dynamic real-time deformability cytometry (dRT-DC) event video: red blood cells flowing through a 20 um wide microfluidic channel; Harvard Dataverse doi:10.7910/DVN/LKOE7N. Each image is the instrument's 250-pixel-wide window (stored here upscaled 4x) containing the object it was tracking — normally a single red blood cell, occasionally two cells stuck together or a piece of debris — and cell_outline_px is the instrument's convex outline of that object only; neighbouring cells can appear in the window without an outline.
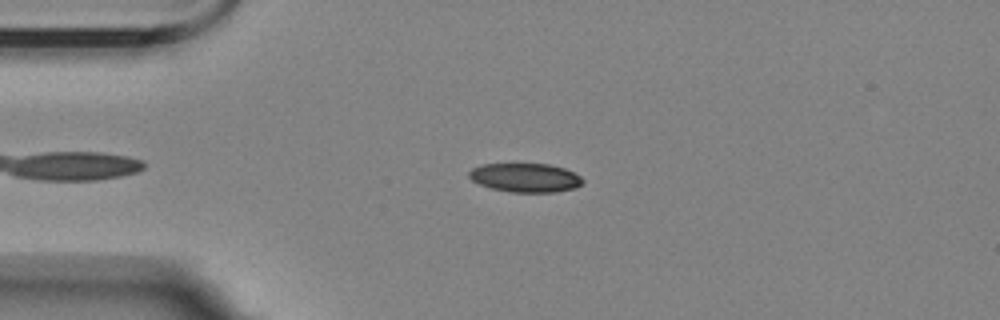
{"species": "Egyptian fruit bat (a non-hibernating species)", "species_latin": "Rousettus aegyptiacus", "temperature_condition": "room temperature", "stored_images_in_passage": 51, "camera_frame_rate_fps": 3000, "um_per_image_px": 0.085, "animal": {"sex": "female"}, "frame": {"image": 1, "passage_image": 13, "time_ms": 4.0, "image_size_px": [1000, 320], "cell_outline_px": [[584, 180], [576, 188], [556, 192], [512, 192], [492, 188], [480, 184], [472, 180], [468, 176], [468, 172], [472, 168], [480, 164], [548, 164], [564, 168], [580, 176]], "centroid_in_image_um": [44.64, 15.1], "position_along_channel_um": 40.4, "area_um2": 19.07}}
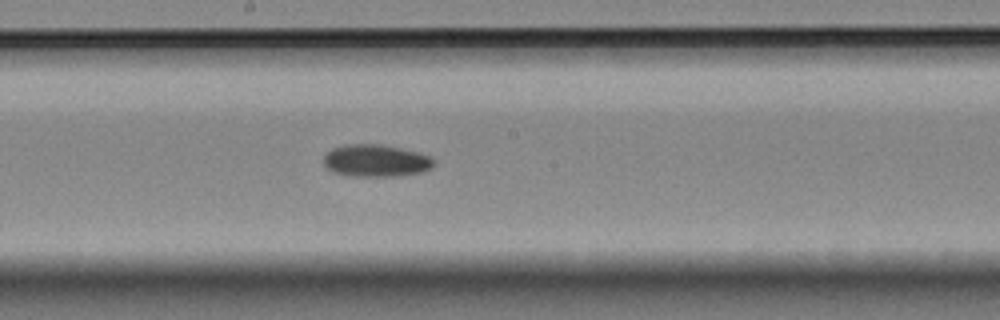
{"frame": {"image": 2, "passage_image": 30, "time_ms": 9.667, "image_size_px": [1000, 320], "cell_outline_px": [[432, 168], [420, 172], [396, 176], [356, 176], [332, 172], [324, 164], [324, 156], [332, 148], [344, 144], [380, 144], [400, 148], [416, 152], [428, 156], [432, 160]], "centroid_in_image_um": [31.9, 13.65], "position_along_channel_um": 216.3, "area_um2": 20.4}}
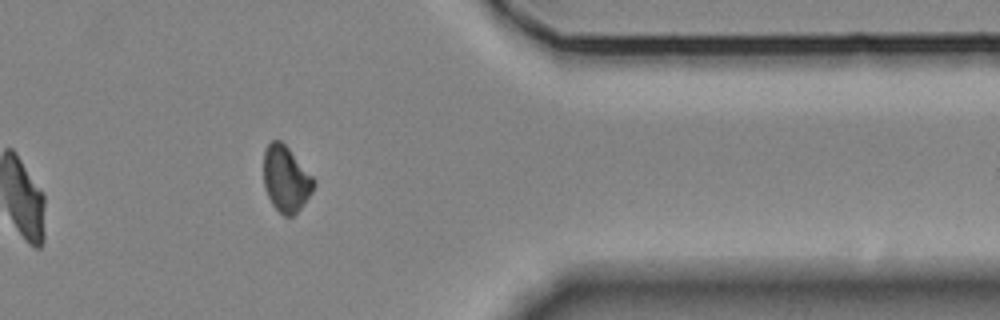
{"frame": {"image": 3, "passage_image": 46, "time_ms": 15.0, "image_size_px": [1000, 320], "cell_outline_px": [[316, 184], [312, 192], [300, 208], [292, 216], [284, 216], [272, 204], [264, 188], [264, 152], [268, 144], [272, 140], [280, 140], [288, 148], [316, 180]], "centroid_in_image_um": [24.31, 15.21], "position_along_channel_um": 387.1, "area_um2": 19.07}, "authors_computed_cell_mechanics": {"area_um2": 19.8832, "velocity_mm_per_s": 3.5102, "shape_relaxation_time_tau1_ms": 7.8842, "shape_relaxation_time_tau2_ms": null, "deformation_change_tau1": 0.1462, "deformation_change_tau2": null}}